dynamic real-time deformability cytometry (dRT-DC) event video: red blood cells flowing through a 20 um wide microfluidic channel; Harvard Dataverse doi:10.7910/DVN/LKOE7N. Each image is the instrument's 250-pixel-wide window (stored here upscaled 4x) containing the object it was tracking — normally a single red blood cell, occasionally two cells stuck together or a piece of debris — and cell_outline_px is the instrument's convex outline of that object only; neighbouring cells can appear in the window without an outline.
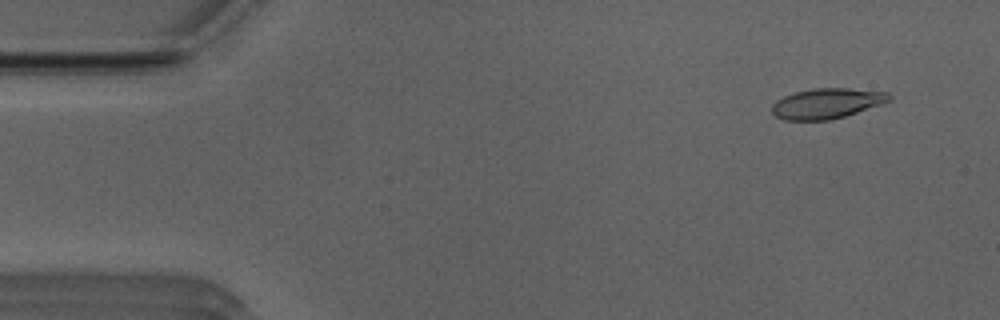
{"species": "Egyptian fruit bat (a non-hibernating species)", "species_latin": "Rousettus aegyptiacus", "temperature_condition": "room temperature", "stored_images_in_passage": 17, "camera_frame_rate_fps": 3000, "um_per_image_px": 0.085, "animal": {"sex": "male"}, "frame": {"image": 1, "passage_image": 2, "time_ms": 0.333, "image_size_px": [1000, 320], "cell_outline_px": [[892, 100], [844, 116], [828, 120], [784, 120], [776, 116], [772, 112], [772, 104], [776, 100], [784, 96], [796, 92], [812, 88], [848, 88], [888, 92], [892, 96]], "centroid_in_image_um": [70.27, 8.78], "position_along_channel_um": 14.7, "area_um2": 20.58}}
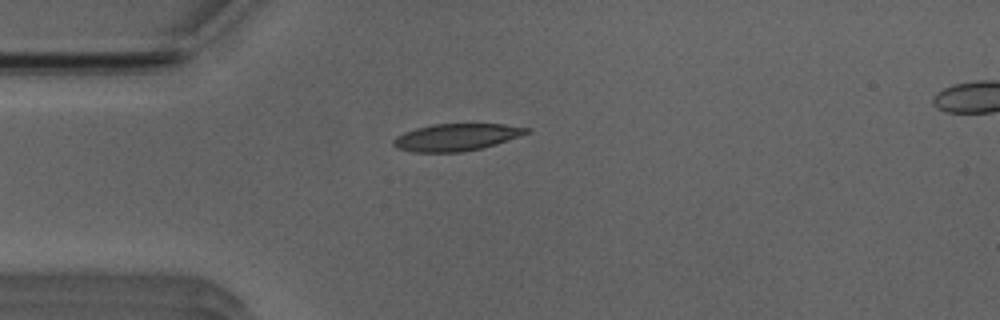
{"frame": {"image": 2, "passage_image": 11, "time_ms": 3.333, "image_size_px": [1000, 320], "cell_outline_px": [[532, 128], [528, 132], [496, 144], [480, 148], [460, 152], [412, 152], [396, 148], [392, 144], [392, 140], [396, 136], [404, 132], [416, 128], [432, 124], [504, 124]], "centroid_in_image_um": [38.73, 11.66], "position_along_channel_um": 46.3, "area_um2": 20.92}}